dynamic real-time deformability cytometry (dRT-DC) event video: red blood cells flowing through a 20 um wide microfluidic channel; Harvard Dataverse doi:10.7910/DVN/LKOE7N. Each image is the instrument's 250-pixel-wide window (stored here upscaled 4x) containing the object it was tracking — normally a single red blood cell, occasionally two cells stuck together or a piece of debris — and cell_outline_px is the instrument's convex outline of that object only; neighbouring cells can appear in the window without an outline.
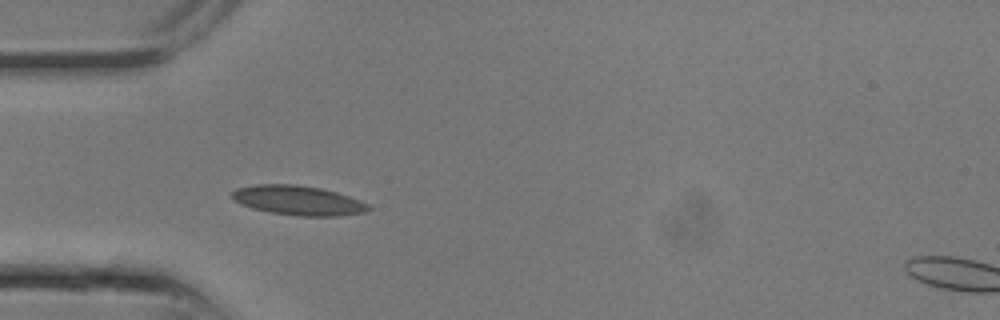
{"species": "common noctule bat (a hibernating species)", "species_latin": "Nyctalus noctula", "temperature_condition": "room temperature", "stored_images_in_passage": 9, "camera_frame_rate_fps": 3000, "um_per_image_px": 0.085, "animal": {"sex": "male", "body_mass_g": 13.3}, "frame": {"image": 1, "passage_image": 6, "time_ms": 1.667, "image_size_px": [1000, 320], "cell_outline_px": [[372, 208], [364, 212], [340, 216], [296, 216], [268, 212], [252, 208], [240, 204], [232, 200], [228, 196], [236, 188], [256, 184], [296, 184], [320, 188], [336, 192], [360, 200], [368, 204]], "centroid_in_image_um": [25.29, 17.03], "position_along_channel_um": 59.7, "area_um2": 23.76}}
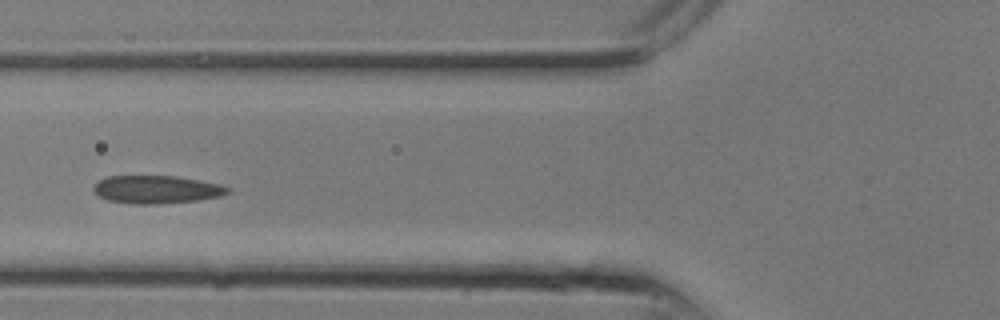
{"frame": {"image": 2, "passage_image": 8, "time_ms": 2.333, "image_size_px": [1000, 320], "cell_outline_px": [[232, 192], [220, 196], [196, 200], [156, 204], [132, 204], [108, 200], [100, 196], [92, 188], [100, 180], [108, 176], [176, 176], [200, 180], [220, 184], [232, 188]], "centroid_in_image_um": [13.36, 16.1], "position_along_channel_um": 112.4, "area_um2": 21.79}}